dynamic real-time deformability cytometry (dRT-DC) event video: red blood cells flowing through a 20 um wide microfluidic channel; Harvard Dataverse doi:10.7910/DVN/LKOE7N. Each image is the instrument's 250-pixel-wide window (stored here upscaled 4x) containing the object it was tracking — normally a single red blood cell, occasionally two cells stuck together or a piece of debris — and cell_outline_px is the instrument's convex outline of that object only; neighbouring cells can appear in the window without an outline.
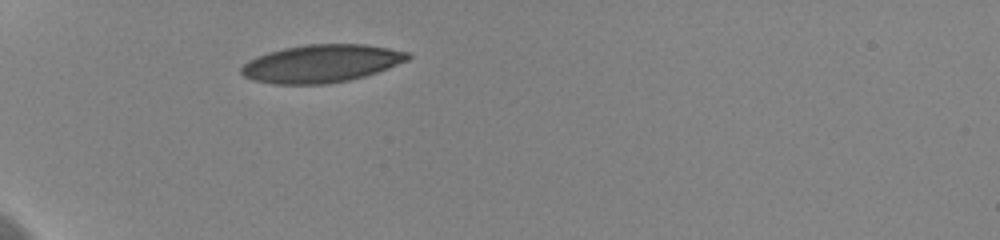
{"species": "human", "species_latin": "Homo sapiens", "temperature_condition": "cold", "stored_images_in_passage": 32, "camera_frame_rate_fps": 3000, "um_per_image_px": 0.085, "donor": {"sex": "female"}, "frame": {"image": 1, "passage_image": 1, "time_ms": 0.0, "image_size_px": [1000, 240], "cell_outline_px": [[412, 56], [408, 60], [388, 68], [364, 76], [348, 80], [324, 84], [272, 84], [252, 80], [244, 76], [240, 72], [240, 68], [248, 60], [268, 52], [284, 48], [308, 44], [364, 44], [388, 48], [408, 52]], "centroid_in_image_um": [27.29, 5.4], "position_along_channel_um": 57.7, "area_um2": 36.59}}
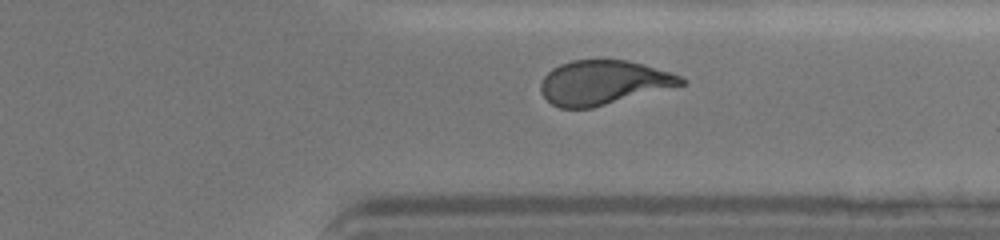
{"frame": {"image": 2, "passage_image": 28, "time_ms": 9.0, "image_size_px": [1000, 240], "cell_outline_px": [[688, 80], [684, 84], [592, 108], [560, 108], [552, 104], [540, 92], [540, 84], [544, 76], [552, 68], [560, 64], [572, 60], [628, 60], [672, 72]], "centroid_in_image_um": [51.27, 7.01], "position_along_channel_um": 360.1, "area_um2": 36.07}}
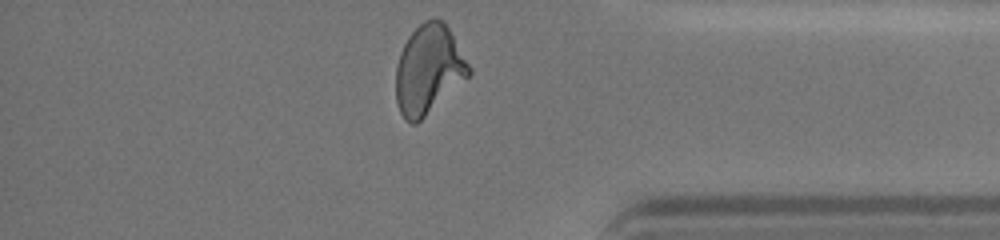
{"frame": {"image": 3, "passage_image": 32, "time_ms": 10.333, "image_size_px": [1000, 240], "cell_outline_px": [[472, 72], [468, 76], [416, 124], [412, 124], [404, 120], [400, 112], [396, 100], [396, 68], [400, 52], [408, 36], [424, 20], [436, 16], [444, 20], [472, 68]], "centroid_in_image_um": [36.42, 5.88], "position_along_channel_um": 398.8, "area_um2": 37.74}, "authors_computed_cell_mechanics": {"area_um2": 37.5122, "velocity_mm_per_s": 3.6177, "shape_relaxation_time_tau1_ms": 4.6497, "shape_relaxation_time_tau2_ms": 1.1312, "deformation_change_tau1": 0.1676, "deformation_change_tau2": 0.0773}}